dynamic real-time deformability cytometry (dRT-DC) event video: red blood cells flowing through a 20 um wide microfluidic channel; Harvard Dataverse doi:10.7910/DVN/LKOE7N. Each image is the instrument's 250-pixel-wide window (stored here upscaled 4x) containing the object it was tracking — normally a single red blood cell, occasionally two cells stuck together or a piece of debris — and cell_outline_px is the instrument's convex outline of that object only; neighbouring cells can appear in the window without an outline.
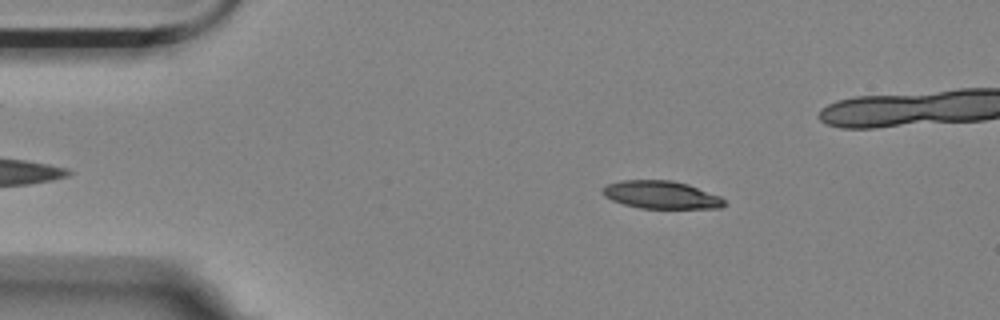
{"species": "Egyptian fruit bat (a non-hibernating species)", "species_latin": "Rousettus aegyptiacus", "temperature_condition": "room temperature", "stored_images_in_passage": 6, "segment_of_instrument_passage": [1, 2], "camera_frame_rate_fps": 3000, "um_per_image_px": 0.085, "animal": {"sex": "female"}, "frame": {"image": 1, "passage_image": 2, "time_ms": 0.333, "image_size_px": [1000, 320], "cell_outline_px": [[728, 204], [720, 208], [640, 208], [624, 204], [612, 200], [604, 196], [600, 192], [608, 184], [620, 180], [672, 180], [688, 184], [720, 196]], "centroid_in_image_um": [56.21, 16.56], "position_along_channel_um": 28.8, "area_um2": 19.71}}
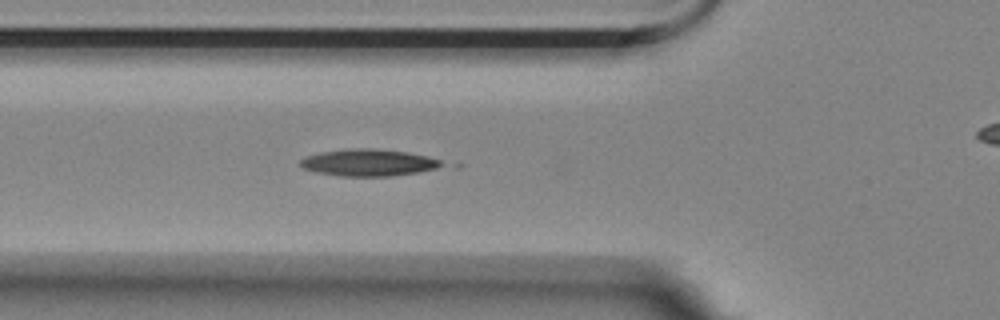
{"frame": {"image": 2, "passage_image": 5, "time_ms": 1.333, "image_size_px": [1000, 320], "cell_outline_px": [[448, 164], [436, 168], [420, 172], [392, 176], [340, 176], [316, 172], [304, 168], [300, 164], [300, 160], [304, 156], [320, 152], [352, 148], [372, 148], [408, 152], [428, 156], [440, 160]], "centroid_in_image_um": [31.35, 13.82], "position_along_channel_um": 94.5, "area_um2": 22.31}}